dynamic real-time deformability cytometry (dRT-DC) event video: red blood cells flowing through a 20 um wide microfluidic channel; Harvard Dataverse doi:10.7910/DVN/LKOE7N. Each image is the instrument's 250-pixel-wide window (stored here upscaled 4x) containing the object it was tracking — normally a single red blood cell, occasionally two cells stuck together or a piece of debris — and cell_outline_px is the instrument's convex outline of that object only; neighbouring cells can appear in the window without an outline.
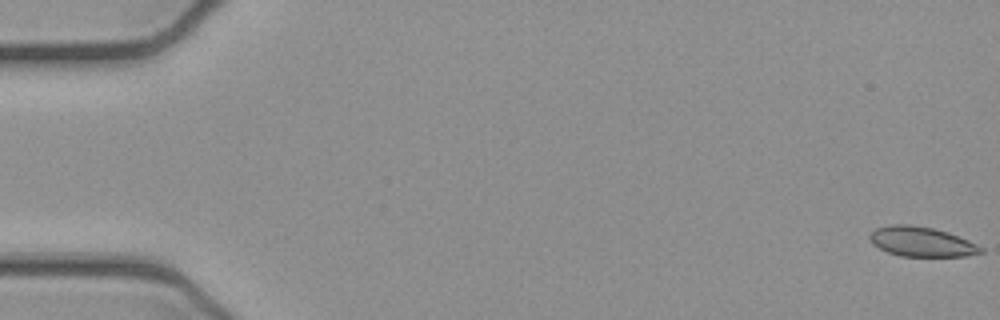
{"species": "common noctule bat (a hibernating species)", "species_latin": "Nyctalus noctula", "temperature_condition": "cold", "stored_images_in_passage": 53, "camera_frame_rate_fps": 3000, "um_per_image_px": 0.085, "animal": {"sex": "female", "body_mass_g": 21.9}, "frame": {"image": 1, "passage_image": 1, "time_ms": 0.0, "image_size_px": [1000, 320], "cell_outline_px": [[984, 252], [968, 256], [900, 256], [888, 252], [872, 244], [868, 240], [868, 236], [876, 228], [892, 224], [908, 224], [932, 228], [948, 232], [968, 240], [984, 248]], "centroid_in_image_um": [78.32, 20.55], "position_along_channel_um": 6.7, "area_um2": 19.31}}
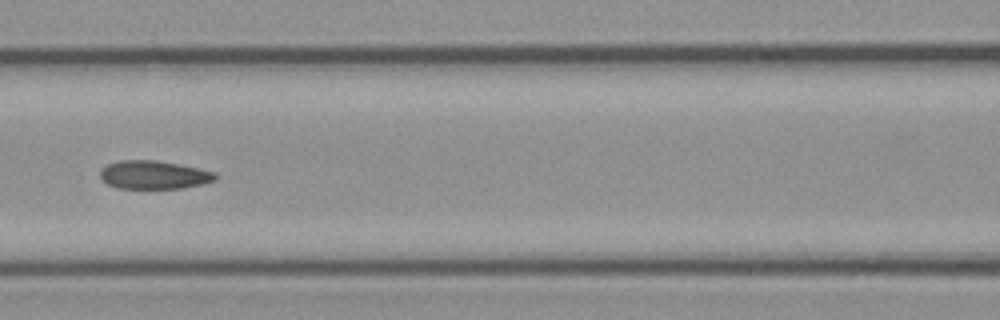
{"frame": {"image": 2, "passage_image": 24, "time_ms": 7.667, "image_size_px": [1000, 320], "cell_outline_px": [[220, 176], [216, 180], [204, 184], [180, 188], [116, 188], [108, 184], [100, 176], [100, 172], [108, 164], [120, 160], [156, 160], [216, 172]], "centroid_in_image_um": [13.12, 14.87], "position_along_channel_um": 153.5, "area_um2": 18.9}}
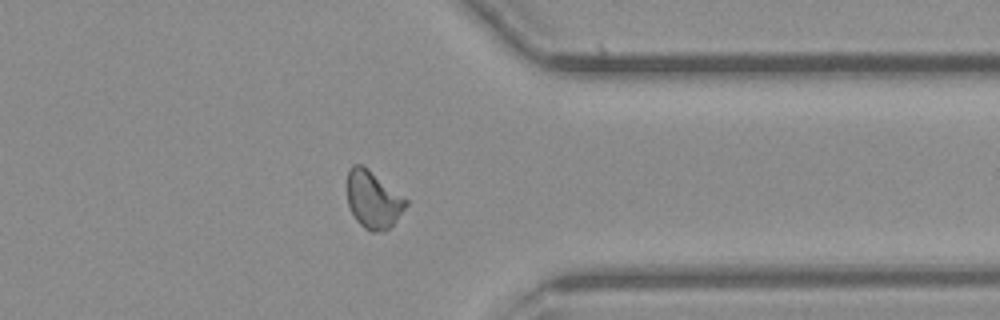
{"frame": {"image": 3, "passage_image": 42, "time_ms": 13.667, "image_size_px": [1000, 320], "cell_outline_px": [[408, 204], [392, 224], [388, 228], [380, 232], [372, 232], [364, 228], [356, 220], [348, 208], [348, 168], [352, 164], [360, 164], [368, 168], [408, 200]], "centroid_in_image_um": [31.7, 16.96], "position_along_channel_um": 379.7, "area_um2": 19.54}, "authors_computed_cell_mechanics": {"area_um2": 19.5364, "velocity_mm_per_s": 3.9043, "shape_relaxation_time_tau1_ms": null, "shape_relaxation_time_tau2_ms": 1.9848, "deformation_change_tau1": null, "deformation_change_tau2": 0.0604}}